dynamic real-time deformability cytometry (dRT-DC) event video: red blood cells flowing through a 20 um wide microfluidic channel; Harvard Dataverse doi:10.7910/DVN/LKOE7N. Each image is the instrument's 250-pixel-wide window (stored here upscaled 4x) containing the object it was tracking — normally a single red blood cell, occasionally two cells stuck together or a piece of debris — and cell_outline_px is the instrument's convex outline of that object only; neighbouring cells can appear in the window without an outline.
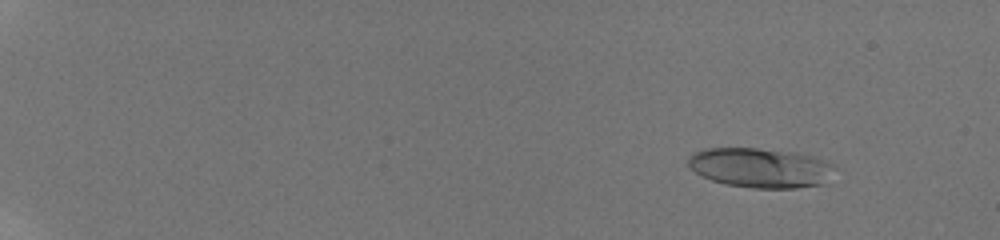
{"species": "human", "species_latin": "Homo sapiens", "temperature_condition": "room temperature", "stored_images_in_passage": 93, "camera_frame_rate_fps": 3000, "um_per_image_px": 0.085, "donor": {"sex": "male"}, "frame": {"image": 1, "passage_image": 9, "time_ms": 2.333, "image_size_px": [1000, 240], "cell_outline_px": [[836, 168], [828, 184], [796, 188], [752, 188], [728, 184], [712, 180], [696, 172], [688, 164], [688, 160], [696, 152], [708, 148], [756, 148], [792, 152], [816, 156], [836, 164]], "centroid_in_image_um": [64.78, 14.27], "position_along_channel_um": 20.2, "area_um2": 34.1}}
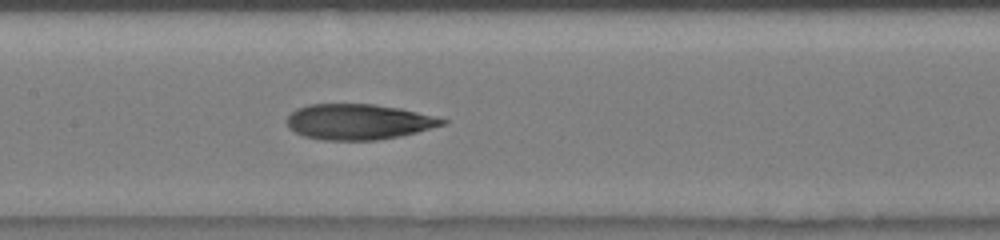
{"frame": {"image": 2, "passage_image": 39, "time_ms": 10.667, "image_size_px": [1000, 240], "cell_outline_px": [[448, 120], [444, 124], [416, 132], [400, 136], [376, 140], [324, 140], [304, 136], [288, 128], [288, 116], [296, 108], [308, 104], [372, 104], [400, 108]], "centroid_in_image_um": [30.43, 10.35], "position_along_channel_um": 177.0, "area_um2": 31.91}}
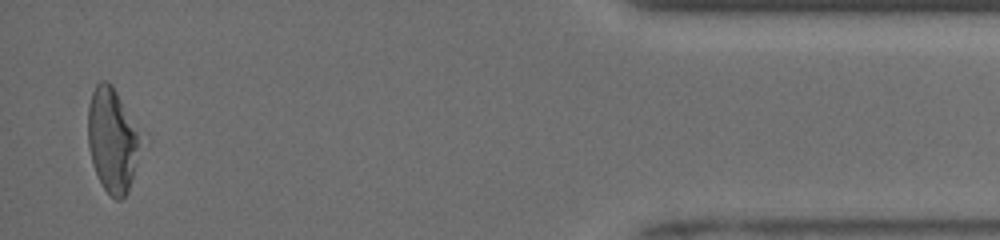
{"frame": {"image": 3, "passage_image": 89, "time_ms": 18.333, "image_size_px": [1000, 240], "cell_outline_px": [[136, 148], [132, 176], [128, 192], [120, 200], [116, 200], [104, 188], [96, 172], [88, 148], [88, 104], [92, 92], [96, 84], [100, 80], [108, 80], [112, 84], [136, 132]], "centroid_in_image_um": [9.43, 11.88], "position_along_channel_um": 425.8, "area_um2": 30.11}, "authors_computed_cell_mechanics": {"area_um2": 32.5414, "velocity_mm_per_s": 3.965, "shape_relaxation_time_tau1_ms": 5.1081, "shape_relaxation_time_tau2_ms": 2.6868, "deformation_change_tau1": 0.1909, "deformation_change_tau2": 0.1326}}